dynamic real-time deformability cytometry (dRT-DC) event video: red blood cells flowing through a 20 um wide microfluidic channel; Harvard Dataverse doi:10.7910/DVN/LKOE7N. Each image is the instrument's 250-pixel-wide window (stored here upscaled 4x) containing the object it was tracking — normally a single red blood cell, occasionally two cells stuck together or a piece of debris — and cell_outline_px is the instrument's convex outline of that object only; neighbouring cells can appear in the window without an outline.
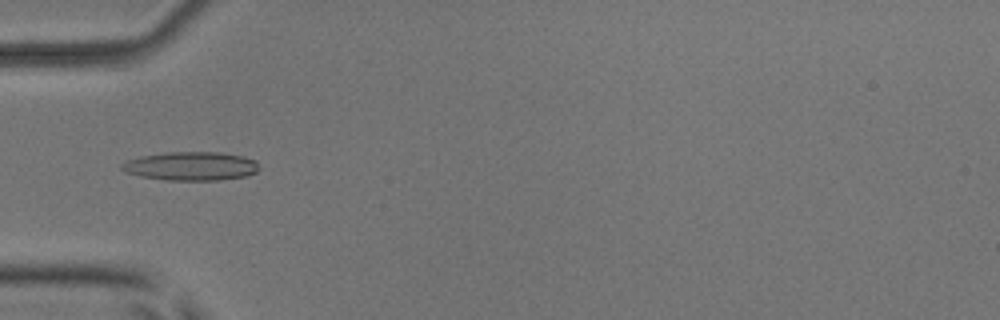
{"species": "common noctule bat (a hibernating species)", "species_latin": "Nyctalus noctula", "temperature_condition": "room temperature", "stored_images_in_passage": 5, "camera_frame_rate_fps": 3000, "um_per_image_px": 0.085, "animal": {"sex": "male", "body_mass_g": 17.9, "forearm_length_mm": 54.2}, "frame": {"image": 1, "passage_image": 5, "time_ms": 4.667, "image_size_px": [1000, 320], "cell_outline_px": [[260, 168], [256, 172], [248, 176], [220, 180], [164, 180], [140, 176], [124, 172], [120, 168], [120, 164], [128, 160], [140, 156], [164, 152], [220, 152], [240, 156], [256, 160]], "centroid_in_image_um": [16.22, 14.12], "position_along_channel_um": 68.8, "area_um2": 23.18}}